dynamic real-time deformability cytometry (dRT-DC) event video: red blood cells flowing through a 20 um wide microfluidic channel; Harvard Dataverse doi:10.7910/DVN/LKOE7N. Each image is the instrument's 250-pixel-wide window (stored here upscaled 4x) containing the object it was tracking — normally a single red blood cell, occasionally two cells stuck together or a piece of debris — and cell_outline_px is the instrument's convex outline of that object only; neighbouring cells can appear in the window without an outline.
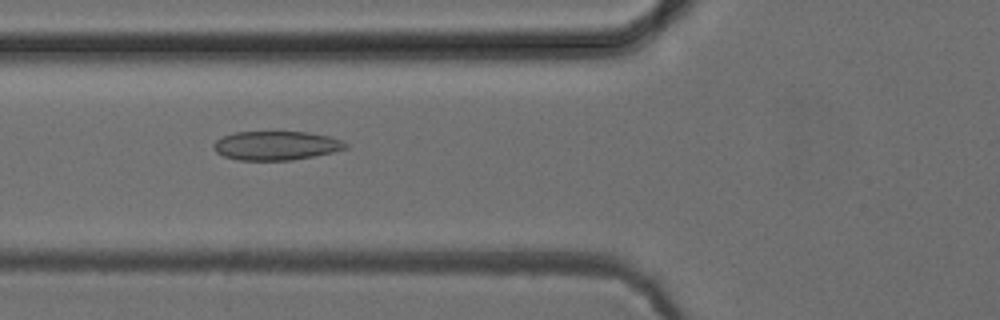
{"species": "common noctule bat (a hibernating species)", "species_latin": "Nyctalus noctula", "temperature_condition": "cold", "stored_images_in_passage": 52, "camera_frame_rate_fps": 3000, "um_per_image_px": 0.085, "animal": {"sex": "female", "body_mass_g": 24.6, "forearm_length_mm": 56.2}, "frame": {"image": 1, "passage_image": 20, "time_ms": 6.333, "image_size_px": [1000, 320], "cell_outline_px": [[348, 148], [332, 152], [292, 160], [240, 160], [224, 156], [216, 152], [212, 148], [212, 144], [216, 140], [224, 136], [236, 132], [308, 132], [328, 136], [340, 140], [348, 144]], "centroid_in_image_um": [23.45, 12.37], "position_along_channel_um": 102.4, "area_um2": 22.14}}
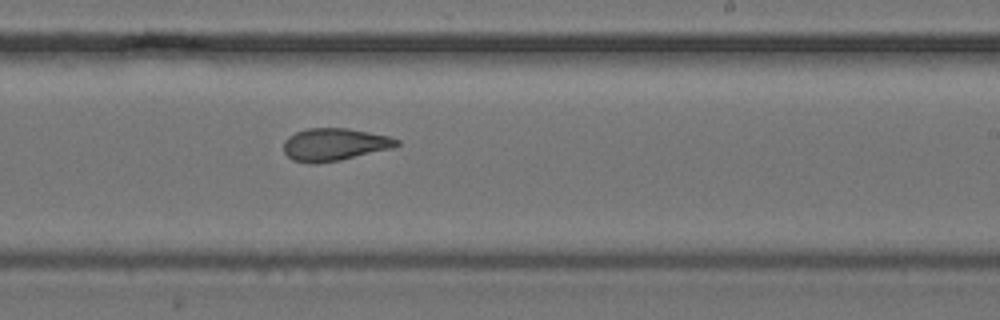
{"frame": {"image": 2, "passage_image": 32, "time_ms": 10.333, "image_size_px": [1000, 320], "cell_outline_px": [[400, 144], [392, 148], [340, 160], [316, 164], [312, 164], [292, 160], [284, 152], [284, 140], [288, 136], [296, 132], [308, 128], [348, 128], [388, 136], [400, 140]], "centroid_in_image_um": [28.41, 12.28], "position_along_channel_um": 260.6, "area_um2": 21.44}}
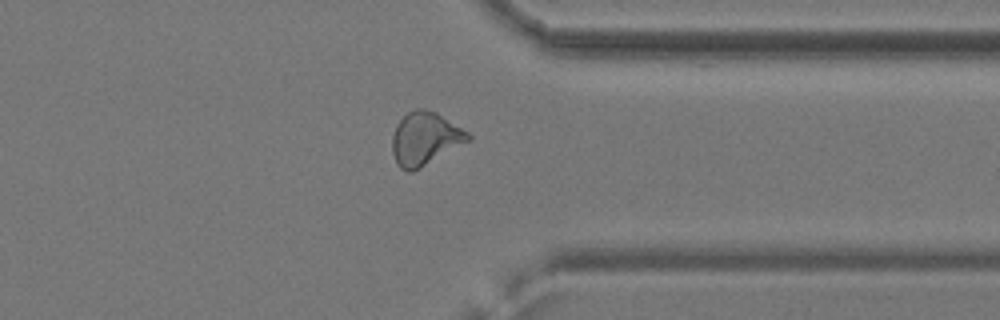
{"frame": {"image": 3, "passage_image": 41, "time_ms": 13.333, "image_size_px": [1000, 320], "cell_outline_px": [[472, 140], [420, 168], [412, 172], [408, 172], [400, 168], [396, 164], [392, 152], [392, 136], [396, 124], [408, 112], [416, 108], [424, 108], [436, 112], [468, 132], [472, 136]], "centroid_in_image_um": [36.12, 11.8], "position_along_channel_um": 375.3, "area_um2": 23.64}, "authors_computed_cell_mechanics": {"area_um2": 22.7732, "velocity_mm_per_s": 3.9449, "shape_relaxation_time_tau1_ms": null, "shape_relaxation_time_tau2_ms": 2.0411, "deformation_change_tau1": null, "deformation_change_tau2": 0.0898}}